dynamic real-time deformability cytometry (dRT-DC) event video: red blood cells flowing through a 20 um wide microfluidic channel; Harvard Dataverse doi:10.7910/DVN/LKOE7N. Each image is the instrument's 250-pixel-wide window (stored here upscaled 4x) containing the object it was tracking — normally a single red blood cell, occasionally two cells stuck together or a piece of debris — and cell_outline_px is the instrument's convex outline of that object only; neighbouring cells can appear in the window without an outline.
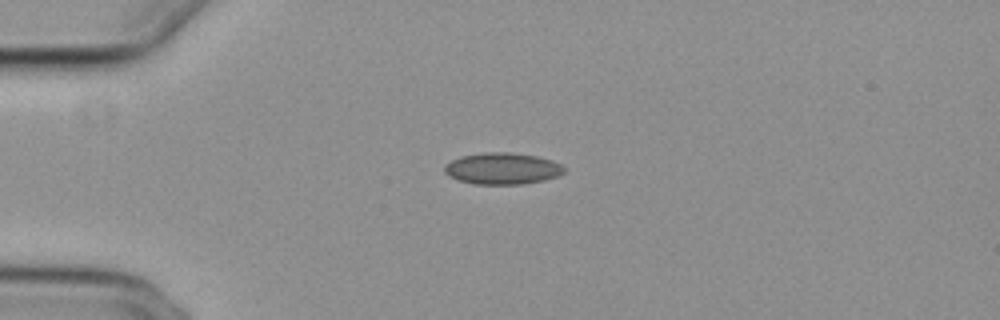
{"species": "common noctule bat (a hibernating species)", "species_latin": "Nyctalus noctula", "temperature_condition": "cold", "stored_images_in_passage": 41, "camera_frame_rate_fps": 3000, "um_per_image_px": 0.085, "animal": {"sex": "female", "body_mass_g": 29.2, "forearm_length_mm": 56.3}, "frame": {"image": 1, "passage_image": 1, "time_ms": 0.0, "image_size_px": [1000, 320], "cell_outline_px": [[564, 172], [556, 176], [544, 180], [520, 184], [476, 184], [460, 180], [448, 176], [444, 172], [444, 164], [460, 156], [488, 152], [508, 152], [536, 156], [552, 160], [560, 164], [564, 168]], "centroid_in_image_um": [42.67, 14.32], "position_along_channel_um": 42.3, "area_um2": 21.85}}
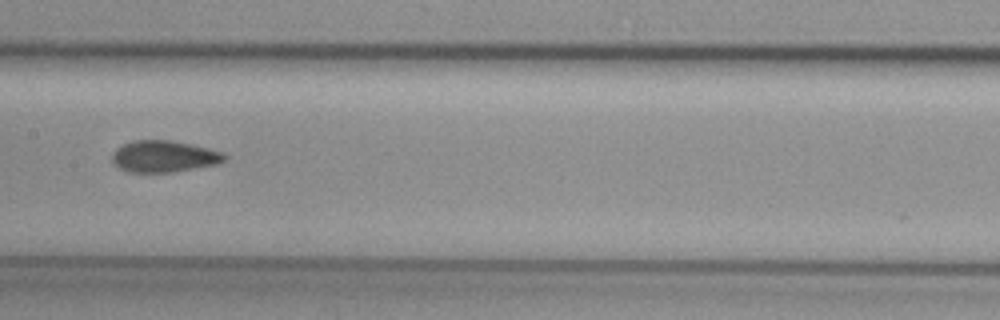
{"frame": {"image": 2, "passage_image": 15, "time_ms": 4.667, "image_size_px": [1000, 320], "cell_outline_px": [[228, 156], [220, 164], [172, 172], [128, 172], [112, 164], [112, 152], [116, 148], [132, 140], [172, 140], [192, 144], [224, 152]], "centroid_in_image_um": [13.95, 13.29], "position_along_channel_um": 193.5, "area_um2": 20.98}}
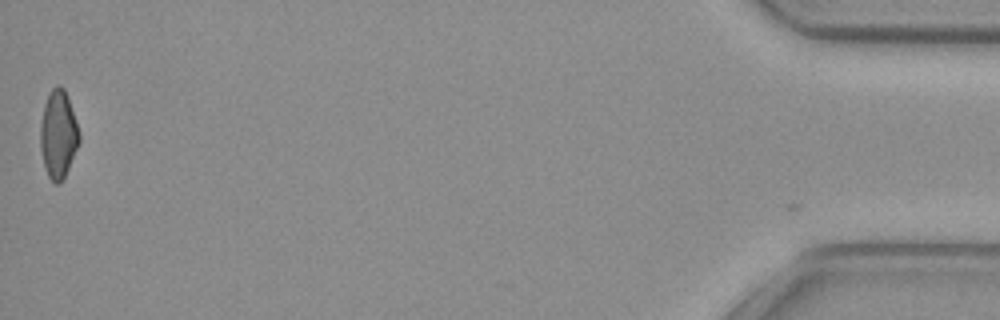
{"frame": {"image": 3, "passage_image": 41, "time_ms": 13.333, "image_size_px": [1000, 320], "cell_outline_px": [[80, 140], [68, 168], [60, 184], [56, 184], [48, 176], [44, 164], [40, 148], [40, 128], [44, 104], [48, 92], [56, 84], [60, 84], [64, 88], [80, 136]], "centroid_in_image_um": [4.92, 11.4], "position_along_channel_um": 430.3, "area_um2": 19.54}, "authors_computed_cell_mechanics": {"area_um2": 20.808, "velocity_mm_per_s": 3.8508, "shape_relaxation_time_tau1_ms": null, "shape_relaxation_time_tau2_ms": 1.8687, "deformation_change_tau1": null, "deformation_change_tau2": 0.0911}}